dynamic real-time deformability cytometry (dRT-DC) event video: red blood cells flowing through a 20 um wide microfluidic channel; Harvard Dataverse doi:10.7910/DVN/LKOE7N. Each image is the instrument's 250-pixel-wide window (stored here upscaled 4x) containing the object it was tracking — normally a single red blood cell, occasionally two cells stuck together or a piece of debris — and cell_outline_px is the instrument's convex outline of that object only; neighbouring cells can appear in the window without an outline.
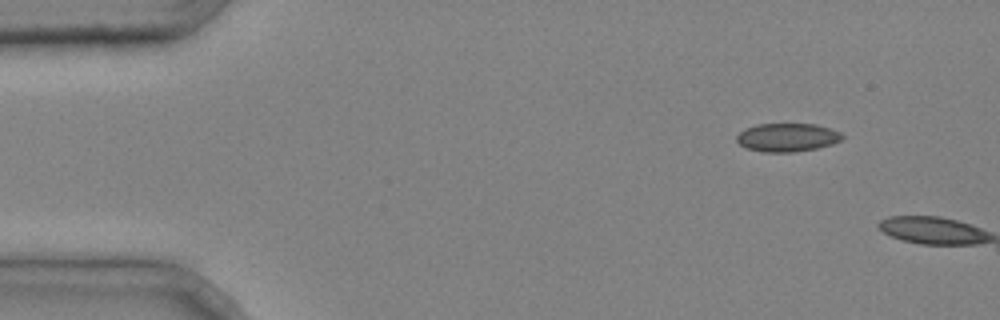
{"species": "common noctule bat (a hibernating species)", "species_latin": "Nyctalus noctula", "temperature_condition": "cold", "stored_images_in_passage": 2, "camera_frame_rate_fps": 3000, "um_per_image_px": 0.085, "animal": {"sex": "male", "body_mass_g": 20.4}, "frame": {"image": 1, "passage_image": 2, "time_ms": 0.333, "image_size_px": [1000, 320], "cell_outline_px": [[844, 136], [840, 140], [832, 144], [816, 148], [792, 152], [764, 152], [748, 148], [740, 144], [736, 140], [736, 136], [744, 128], [756, 124], [816, 124], [840, 132]], "centroid_in_image_um": [66.89, 11.67], "position_along_channel_um": 18.1, "area_um2": 17.34}}